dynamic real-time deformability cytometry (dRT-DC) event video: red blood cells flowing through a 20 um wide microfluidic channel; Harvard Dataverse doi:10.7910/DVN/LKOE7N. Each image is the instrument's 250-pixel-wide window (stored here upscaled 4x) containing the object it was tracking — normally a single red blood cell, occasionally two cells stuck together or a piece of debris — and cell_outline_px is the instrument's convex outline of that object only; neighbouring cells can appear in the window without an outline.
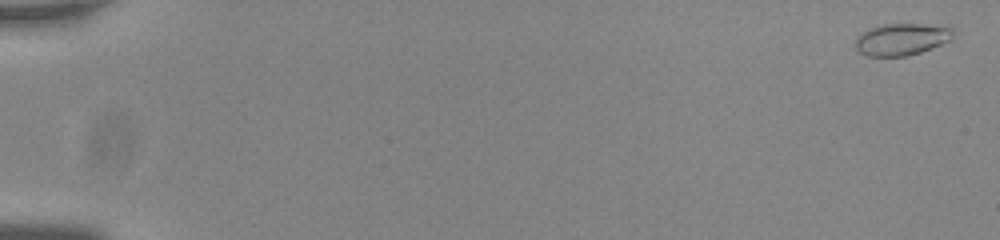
{"species": "common noctule bat (a hibernating species)", "species_latin": "Nyctalus noctula", "temperature_condition": "room temperature", "stored_images_in_passage": 5, "camera_frame_rate_fps": 3000, "um_per_image_px": 0.085, "animal": {"sex": "male", "body_mass_g": 20.0, "forearm_length_mm": 53.3}, "frame": {"image": 1, "passage_image": 2, "time_ms": 0.333, "image_size_px": [1000, 240], "cell_outline_px": [[952, 40], [932, 48], [908, 56], [868, 56], [860, 52], [856, 48], [856, 36], [868, 28], [880, 24], [952, 24]], "centroid_in_image_um": [76.69, 3.31], "position_along_channel_um": 8.3, "area_um2": 18.61}}